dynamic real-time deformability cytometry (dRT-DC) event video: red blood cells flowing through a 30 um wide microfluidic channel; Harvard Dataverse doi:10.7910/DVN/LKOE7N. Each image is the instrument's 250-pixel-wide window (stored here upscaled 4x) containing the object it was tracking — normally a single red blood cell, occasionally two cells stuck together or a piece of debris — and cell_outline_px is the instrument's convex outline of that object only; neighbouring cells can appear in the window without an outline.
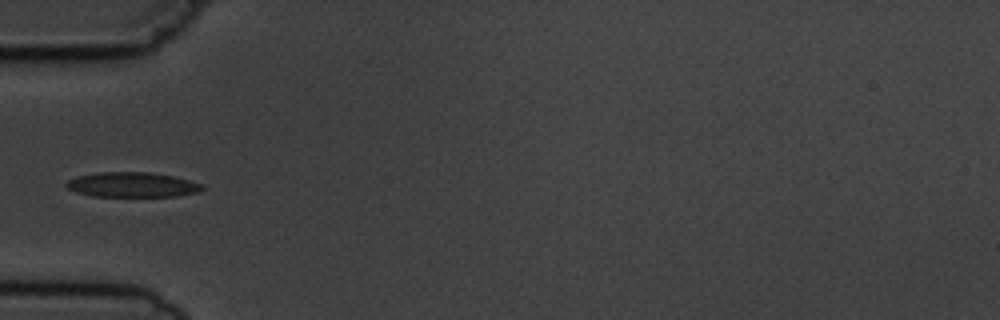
{"species": "common noctule bat (a hibernating species)", "species_latin": "Nyctalus noctula", "temperature_condition": "cold", "stored_images_in_passage": 7, "camera_frame_rate_fps": 3000, "um_per_image_px": 0.085, "animal": {"sex": "male", "body_mass_g": 19.5, "forearm_length_mm": 54.6}, "frame": {"image": 1, "passage_image": 4, "time_ms": 4.333, "image_size_px": [1000, 320], "cell_outline_px": [[204, 188], [196, 192], [176, 196], [92, 196], [76, 192], [68, 188], [64, 184], [68, 180], [76, 176], [100, 172], [148, 172], [172, 176], [188, 180], [200, 184]], "centroid_in_image_um": [11.17, 15.7], "position_along_channel_um": 73.8, "area_um2": 19.48}}
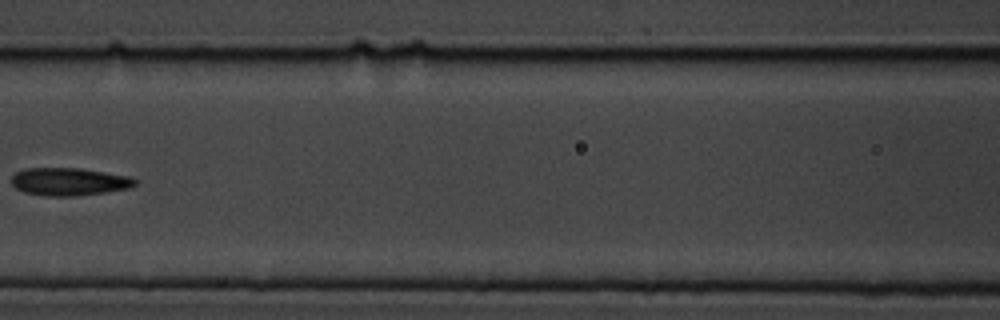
{"frame": {"image": 2, "passage_image": 6, "time_ms": 6.667, "image_size_px": [1000, 320], "cell_outline_px": [[140, 180], [132, 188], [104, 192], [72, 196], [44, 196], [24, 192], [16, 188], [12, 184], [12, 176], [16, 172], [24, 168], [80, 168], [128, 176]], "centroid_in_image_um": [5.89, 15.44], "position_along_channel_um": 160.7, "area_um2": 20.06}}
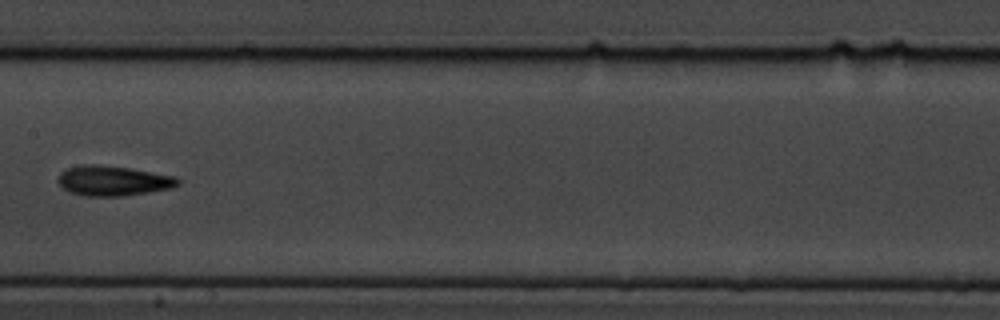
{"frame": {"image": 3, "passage_image": 7, "time_ms": 7.667, "image_size_px": [1000, 320], "cell_outline_px": [[180, 184], [172, 188], [124, 196], [84, 196], [68, 192], [56, 180], [60, 172], [68, 168], [80, 164], [96, 164], [132, 168], [176, 176], [180, 180]], "centroid_in_image_um": [9.61, 15.36], "position_along_channel_um": 197.8, "area_um2": 21.27}}